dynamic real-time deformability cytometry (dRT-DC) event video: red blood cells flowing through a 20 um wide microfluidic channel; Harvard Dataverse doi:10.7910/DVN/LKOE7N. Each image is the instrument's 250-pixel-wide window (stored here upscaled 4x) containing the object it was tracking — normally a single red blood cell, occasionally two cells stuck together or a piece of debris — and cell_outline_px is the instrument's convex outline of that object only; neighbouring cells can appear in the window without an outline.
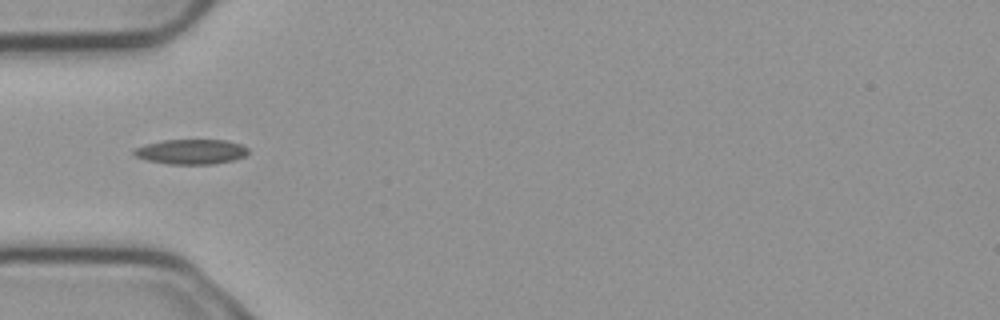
{"species": "common noctule bat (a hibernating species)", "species_latin": "Nyctalus noctula", "temperature_condition": "cold", "stored_images_in_passage": 6, "camera_frame_rate_fps": 3000, "um_per_image_px": 0.085, "animal": {"sex": "male", "body_mass_g": 23.1, "forearm_length_mm": 52.7}, "frame": {"image": 1, "passage_image": 5, "time_ms": 1.333, "image_size_px": [1000, 320], "cell_outline_px": [[248, 152], [244, 156], [232, 160], [212, 164], [168, 164], [148, 160], [136, 156], [132, 152], [132, 148], [164, 140], [228, 140], [240, 144], [248, 148]], "centroid_in_image_um": [16.24, 12.89], "position_along_channel_um": 68.8, "area_um2": 16.47}}
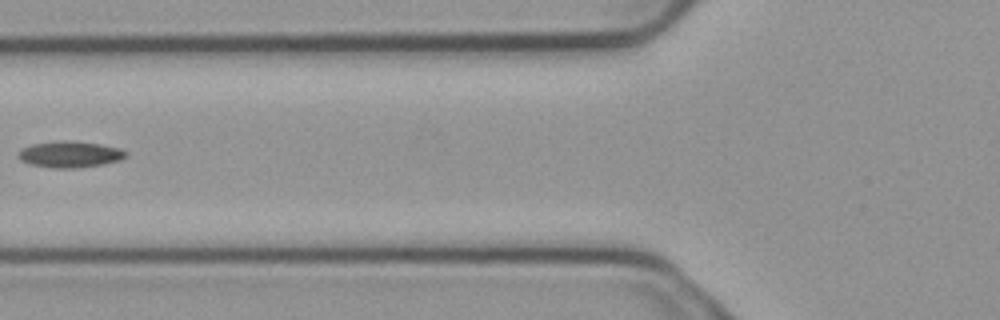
{"frame": {"image": 2, "passage_image": 6, "time_ms": 1.667, "image_size_px": [1000, 320], "cell_outline_px": [[128, 156], [120, 160], [104, 164], [76, 168], [56, 168], [28, 164], [20, 160], [16, 156], [24, 148], [32, 144], [100, 144], [120, 148], [128, 152]], "centroid_in_image_um": [6.0, 13.19], "position_along_channel_um": 119.8, "area_um2": 15.49}}